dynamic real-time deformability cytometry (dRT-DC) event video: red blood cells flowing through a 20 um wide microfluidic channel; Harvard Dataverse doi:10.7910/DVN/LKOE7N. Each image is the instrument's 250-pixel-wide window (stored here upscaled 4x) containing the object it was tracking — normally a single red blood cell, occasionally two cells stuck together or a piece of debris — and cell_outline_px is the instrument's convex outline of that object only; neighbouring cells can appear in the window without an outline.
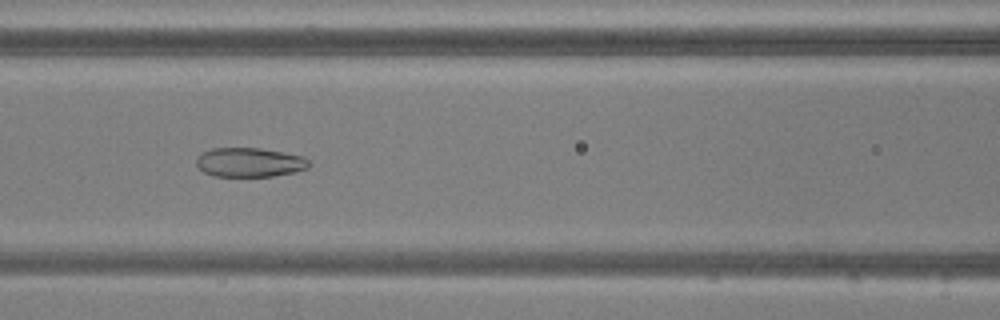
{"species": "common noctule bat (a hibernating species)", "species_latin": "Nyctalus noctula", "temperature_condition": "warm", "stored_images_in_passage": 48, "camera_frame_rate_fps": 3000, "um_per_image_px": 0.085, "animal": {"sex": "male", "body_mass_g": 20.5, "forearm_length_mm": 52.5}, "frame": {"image": 1, "passage_image": 17, "time_ms": 5.333, "image_size_px": [1000, 320], "cell_outline_px": [[312, 164], [308, 168], [296, 172], [272, 176], [212, 176], [204, 172], [196, 164], [196, 160], [200, 152], [212, 148], [260, 148], [304, 156]], "centroid_in_image_um": [21.22, 13.79], "position_along_channel_um": 145.4, "area_um2": 19.36}}
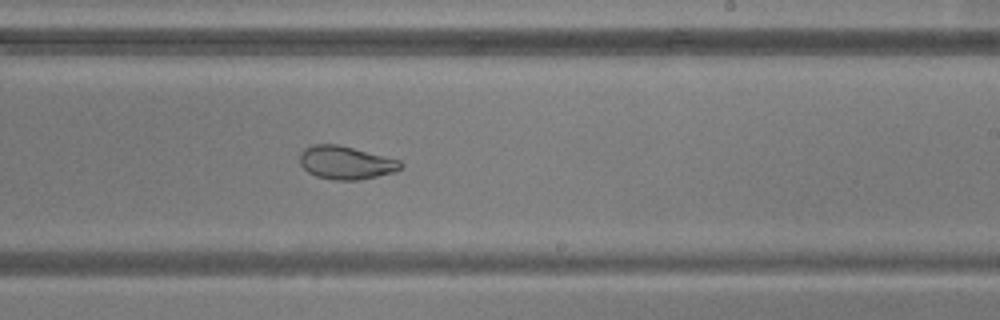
{"frame": {"image": 2, "passage_image": 26, "time_ms": 8.333, "image_size_px": [1000, 320], "cell_outline_px": [[404, 164], [396, 172], [360, 180], [332, 180], [316, 176], [308, 172], [300, 164], [300, 152], [304, 148], [312, 144], [336, 144], [400, 160]], "centroid_in_image_um": [29.39, 13.83], "position_along_channel_um": 259.6, "area_um2": 19.54}}
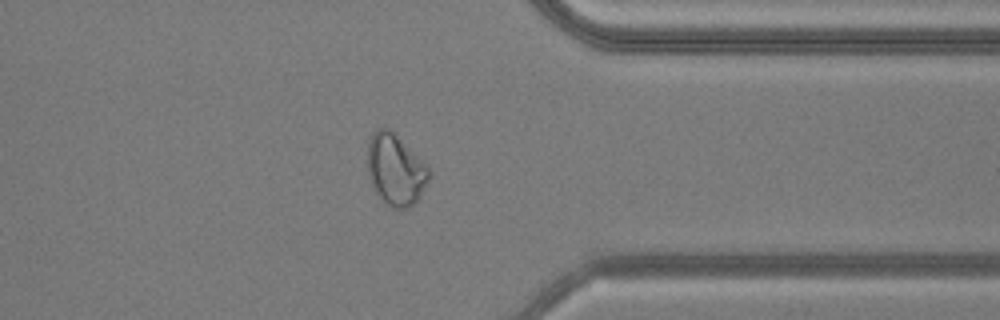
{"frame": {"image": 3, "passage_image": 36, "time_ms": 11.667, "image_size_px": [1000, 320], "cell_outline_px": [[432, 176], [420, 196], [408, 208], [392, 208], [384, 204], [372, 188], [368, 176], [368, 140], [372, 132], [376, 128], [388, 128], [428, 164]], "centroid_in_image_um": [33.62, 14.44], "position_along_channel_um": 377.8, "area_um2": 25.95}, "authors_computed_cell_mechanics": {"area_um2": 25.5187, "velocity_mm_per_s": 3.8113, "shape_relaxation_time_tau1_ms": null, "shape_relaxation_time_tau2_ms": 1.6515, "deformation_change_tau1": null, "deformation_change_tau2": 0.0628}}